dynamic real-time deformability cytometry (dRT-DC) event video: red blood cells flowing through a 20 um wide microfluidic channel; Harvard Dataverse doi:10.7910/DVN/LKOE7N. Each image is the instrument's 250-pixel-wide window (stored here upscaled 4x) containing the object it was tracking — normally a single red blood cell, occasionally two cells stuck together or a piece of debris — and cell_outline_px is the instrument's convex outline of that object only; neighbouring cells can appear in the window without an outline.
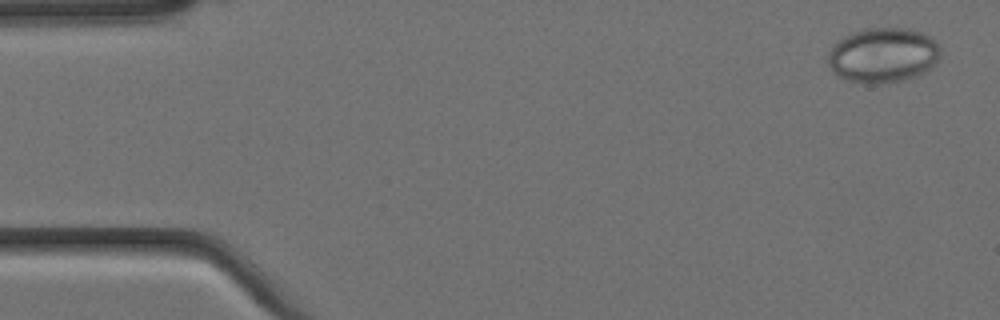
{"species": "Egyptian fruit bat (a non-hibernating species)", "species_latin": "Rousettus aegyptiacus", "temperature_condition": "cold", "stored_images_in_passage": 5, "camera_frame_rate_fps": 3000, "um_per_image_px": 0.085, "animal": {"sex": "female"}, "frame": {"image": 1, "passage_image": 1, "time_ms": 0.0, "image_size_px": [1000, 320], "cell_outline_px": [[940, 56], [936, 64], [916, 76], [900, 80], [880, 84], [872, 84], [848, 80], [832, 72], [828, 64], [828, 52], [832, 44], [836, 40], [852, 32], [864, 28], [908, 28], [920, 32], [936, 40], [940, 44]], "centroid_in_image_um": [75.04, 4.67], "position_along_channel_um": 10.0, "area_um2": 36.3}}